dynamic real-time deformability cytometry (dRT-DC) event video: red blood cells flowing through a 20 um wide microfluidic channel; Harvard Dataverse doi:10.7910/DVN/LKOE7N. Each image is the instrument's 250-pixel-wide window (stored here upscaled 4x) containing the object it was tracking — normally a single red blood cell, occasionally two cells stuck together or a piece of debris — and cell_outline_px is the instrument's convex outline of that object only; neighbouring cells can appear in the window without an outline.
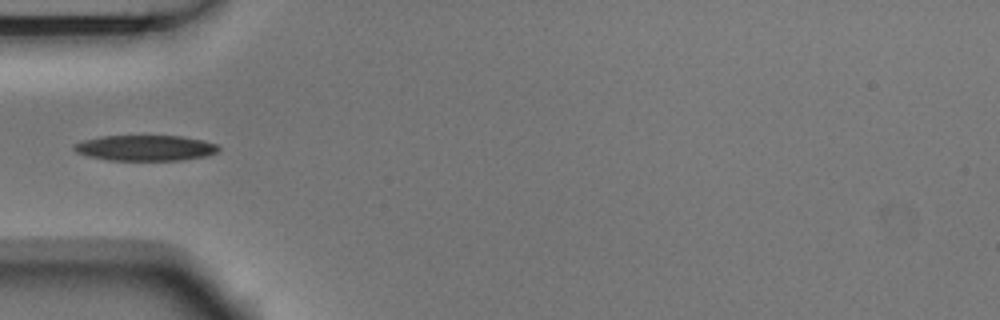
{"species": "Egyptian fruit bat (a non-hibernating species)", "species_latin": "Rousettus aegyptiacus", "temperature_condition": "room temperature", "stored_images_in_passage": 4, "camera_frame_rate_fps": 3000, "um_per_image_px": 0.085, "animal": {"sex": "male"}, "frame": {"image": 1, "passage_image": 4, "time_ms": 1.0, "image_size_px": [1000, 320], "cell_outline_px": [[220, 148], [216, 152], [208, 156], [180, 160], [108, 160], [88, 156], [76, 152], [72, 148], [72, 144], [84, 140], [100, 136], [180, 136], [204, 140], [216, 144]], "centroid_in_image_um": [12.34, 12.57], "position_along_channel_um": 72.7, "area_um2": 21.62}}